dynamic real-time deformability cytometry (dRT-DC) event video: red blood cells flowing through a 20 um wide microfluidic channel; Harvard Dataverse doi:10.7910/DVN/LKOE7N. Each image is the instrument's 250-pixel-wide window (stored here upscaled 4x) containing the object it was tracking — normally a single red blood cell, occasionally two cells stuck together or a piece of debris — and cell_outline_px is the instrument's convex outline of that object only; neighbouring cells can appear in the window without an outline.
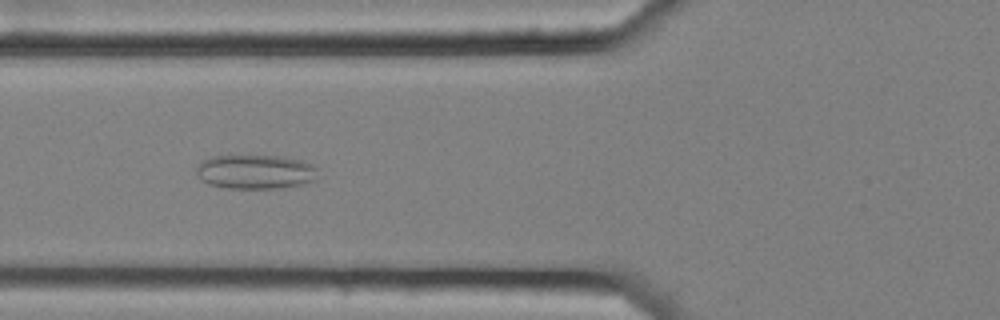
{"species": "common noctule bat (a hibernating species)", "species_latin": "Nyctalus noctula", "temperature_condition": "cold", "stored_images_in_passage": 4, "camera_frame_rate_fps": 3000, "um_per_image_px": 0.085, "animal": {"sex": "female", "body_mass_g": 25.1}, "frame": {"image": 1, "passage_image": 3, "time_ms": 0.667, "image_size_px": [1000, 320], "cell_outline_px": [[316, 180], [284, 188], [228, 188], [208, 184], [196, 172], [196, 168], [200, 160], [212, 156], [276, 156], [304, 160], [312, 164], [316, 168]], "centroid_in_image_um": [21.71, 14.6], "position_along_channel_um": 104.1, "area_um2": 24.22}}